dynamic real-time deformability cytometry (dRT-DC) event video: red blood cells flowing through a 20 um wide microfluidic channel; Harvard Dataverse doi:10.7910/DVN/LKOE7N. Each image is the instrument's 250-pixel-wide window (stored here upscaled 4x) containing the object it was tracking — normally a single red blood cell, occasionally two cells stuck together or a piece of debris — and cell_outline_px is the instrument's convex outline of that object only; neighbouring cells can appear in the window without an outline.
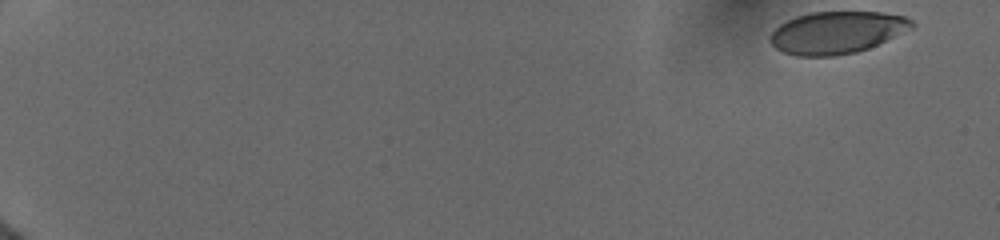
{"species": "human", "species_latin": "Homo sapiens", "temperature_condition": "cold", "stored_images_in_passage": 8, "camera_frame_rate_fps": 3000, "um_per_image_px": 0.085, "donor": {"sex": "female"}, "frame": {"image": 1, "passage_image": 1, "time_ms": 0.0, "image_size_px": [1000, 240], "cell_outline_px": [[916, 24], [912, 28], [868, 48], [856, 52], [836, 56], [796, 56], [784, 52], [776, 48], [772, 44], [772, 32], [780, 24], [796, 16], [808, 12], [884, 12], [904, 16], [912, 20]], "centroid_in_image_um": [71.15, 2.75], "position_along_channel_um": 13.9, "area_um2": 34.62}}
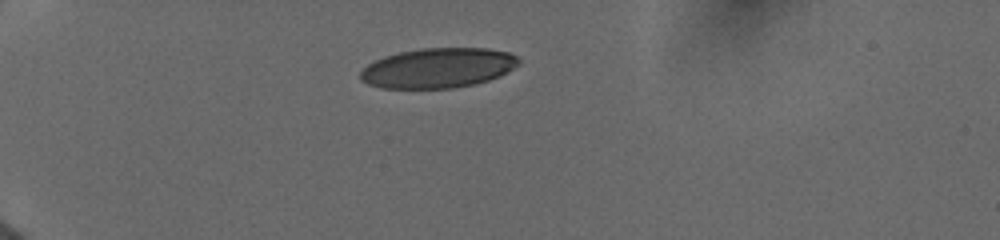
{"frame": {"image": 2, "passage_image": 6, "time_ms": 4.667, "image_size_px": [1000, 240], "cell_outline_px": [[520, 64], [500, 76], [488, 80], [472, 84], [452, 88], [380, 88], [368, 84], [360, 80], [360, 72], [368, 64], [384, 56], [400, 52], [420, 48], [488, 48], [508, 52], [516, 56], [520, 60]], "centroid_in_image_um": [37.23, 5.77], "position_along_channel_um": 47.8, "area_um2": 36.82}}
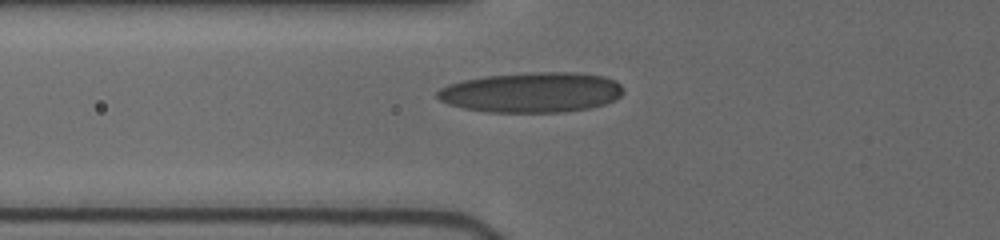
{"frame": {"image": 3, "passage_image": 8, "time_ms": 6.667, "image_size_px": [1000, 240], "cell_outline_px": [[624, 92], [616, 100], [604, 104], [588, 108], [564, 112], [484, 112], [464, 108], [448, 104], [440, 100], [436, 96], [436, 92], [440, 88], [448, 84], [464, 80], [484, 76], [532, 72], [576, 72], [604, 76], [616, 80], [624, 88]], "centroid_in_image_um": [45.21, 7.85], "position_along_channel_um": 80.6, "area_um2": 43.87}}